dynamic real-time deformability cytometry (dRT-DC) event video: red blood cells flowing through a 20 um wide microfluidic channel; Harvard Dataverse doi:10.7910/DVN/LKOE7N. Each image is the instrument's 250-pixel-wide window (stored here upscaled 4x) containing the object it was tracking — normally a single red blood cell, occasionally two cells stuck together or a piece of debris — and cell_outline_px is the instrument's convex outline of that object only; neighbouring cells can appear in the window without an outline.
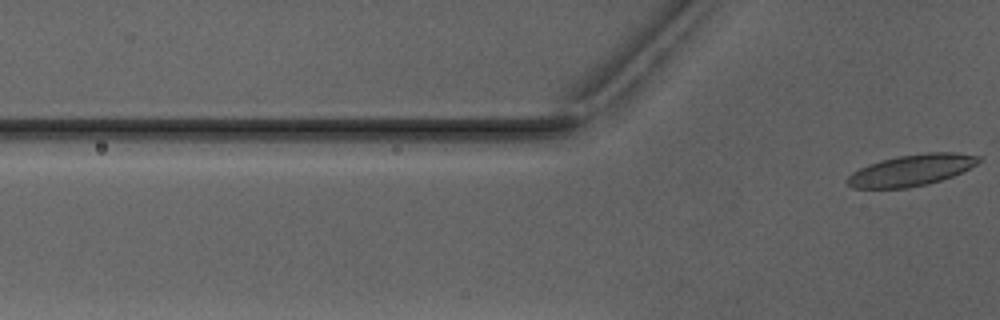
{"species": "Egyptian fruit bat (a non-hibernating species)", "species_latin": "Rousettus aegyptiacus", "temperature_condition": "warm", "stored_images_in_passage": 5, "camera_frame_rate_fps": 3000, "um_per_image_px": 0.085, "animal": {"sex": "male"}, "frame": {"image": 1, "passage_image": 5, "time_ms": 6.333, "image_size_px": [1000, 320], "cell_outline_px": [[984, 160], [952, 176], [928, 184], [908, 188], [852, 188], [844, 180], [852, 172], [868, 164], [880, 160], [900, 156], [924, 152], [956, 152], [980, 156]], "centroid_in_image_um": [77.46, 14.46], "position_along_channel_um": 48.3, "area_um2": 24.04}}